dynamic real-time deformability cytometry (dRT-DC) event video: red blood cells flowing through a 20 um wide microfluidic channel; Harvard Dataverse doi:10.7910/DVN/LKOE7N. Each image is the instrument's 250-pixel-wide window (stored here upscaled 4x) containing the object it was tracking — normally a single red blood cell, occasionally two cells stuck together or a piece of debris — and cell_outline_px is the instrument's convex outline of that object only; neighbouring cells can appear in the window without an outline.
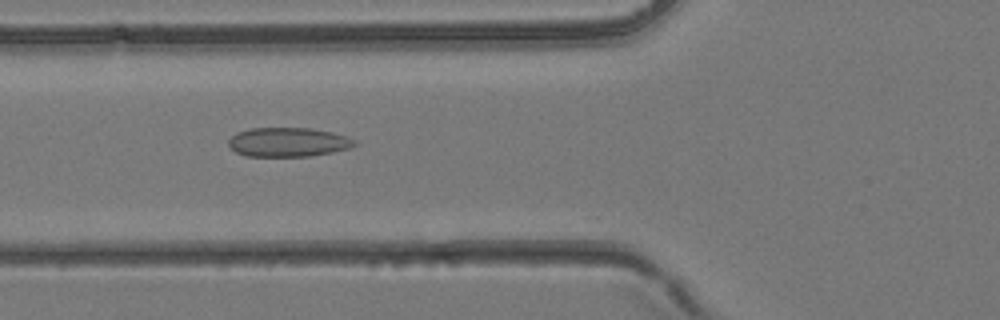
{"species": "common noctule bat (a hibernating species)", "species_latin": "Nyctalus noctula", "temperature_condition": "room temperature", "stored_images_in_passage": 37, "camera_frame_rate_fps": 3000, "um_per_image_px": 0.085, "animal": {"sex": "female", "body_mass_g": 24.6, "forearm_length_mm": 56.2}, "frame": {"image": 1, "passage_image": 11, "time_ms": 3.333, "image_size_px": [1000, 320], "cell_outline_px": [[360, 144], [348, 148], [332, 152], [308, 156], [244, 156], [236, 152], [228, 144], [228, 140], [236, 132], [248, 128], [312, 128], [332, 132], [356, 140]], "centroid_in_image_um": [24.48, 12.07], "position_along_channel_um": 101.3, "area_um2": 21.5}}
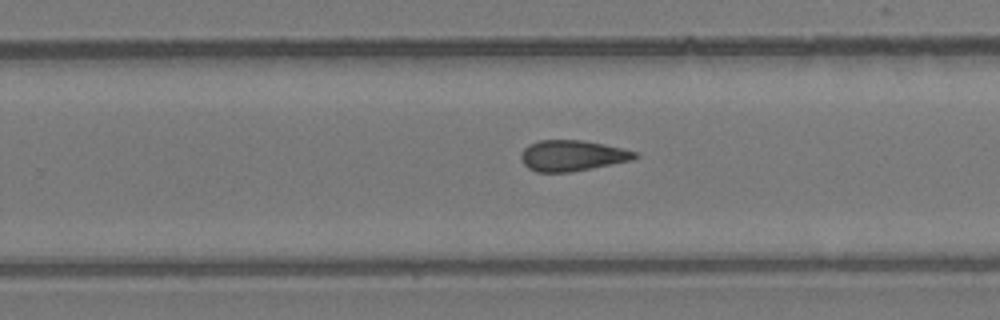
{"frame": {"image": 2, "passage_image": 22, "time_ms": 7.0, "image_size_px": [1000, 320], "cell_outline_px": [[640, 156], [632, 160], [572, 172], [536, 172], [528, 168], [524, 164], [520, 156], [524, 148], [528, 144], [540, 140], [584, 140], [624, 148], [640, 152]], "centroid_in_image_um": [48.68, 13.22], "position_along_channel_um": 281.1, "area_um2": 20.69}}
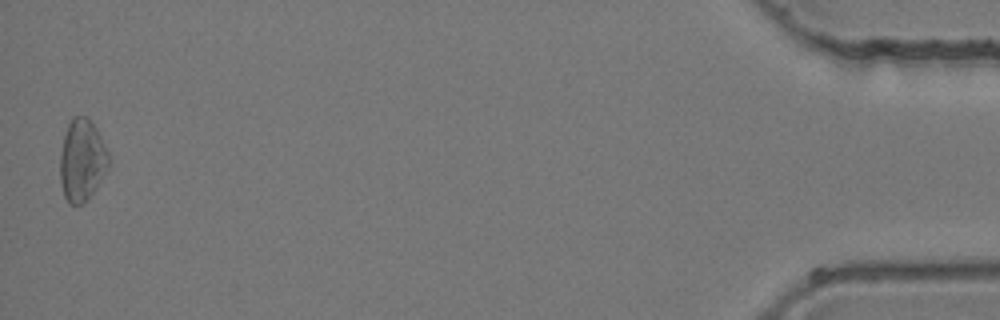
{"frame": {"image": 3, "passage_image": 37, "time_ms": 12.0, "image_size_px": [1000, 320], "cell_outline_px": [[112, 160], [108, 168], [84, 204], [68, 204], [64, 196], [60, 180], [60, 152], [64, 136], [68, 124], [72, 116], [84, 116], [96, 128]], "centroid_in_image_um": [6.96, 13.63], "position_along_channel_um": 428.2, "area_um2": 23.12}}